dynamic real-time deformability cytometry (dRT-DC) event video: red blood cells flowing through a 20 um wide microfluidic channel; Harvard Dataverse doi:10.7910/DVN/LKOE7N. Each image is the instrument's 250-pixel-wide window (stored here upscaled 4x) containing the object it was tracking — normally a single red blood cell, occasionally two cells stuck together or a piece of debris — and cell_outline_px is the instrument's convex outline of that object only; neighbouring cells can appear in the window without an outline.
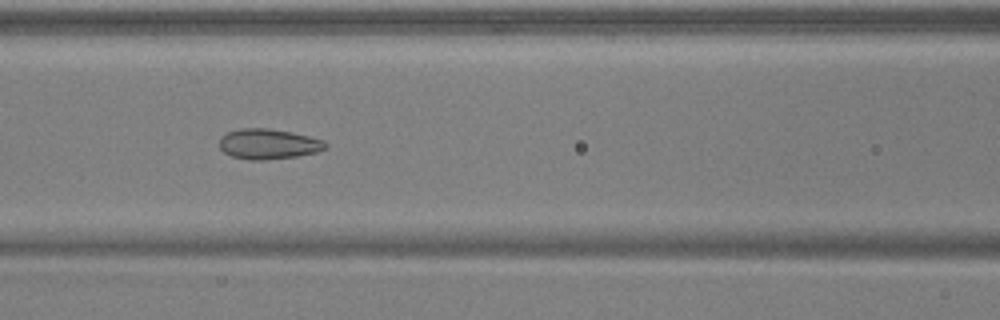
{"species": "common noctule bat (a hibernating species)", "species_latin": "Nyctalus noctula", "temperature_condition": "warm", "stored_images_in_passage": 39, "camera_frame_rate_fps": 3000, "um_per_image_px": 0.085, "animal": {"sex": "male", "body_mass_g": 17.9, "forearm_length_mm": 54.2}, "frame": {"image": 1, "passage_image": 10, "time_ms": 3.0, "image_size_px": [1000, 320], "cell_outline_px": [[328, 144], [324, 148], [316, 152], [296, 156], [264, 160], [248, 160], [232, 156], [224, 152], [220, 148], [220, 136], [228, 132], [240, 128], [268, 128], [292, 132], [324, 140]], "centroid_in_image_um": [22.79, 12.23], "position_along_channel_um": 143.8, "area_um2": 18.67}}
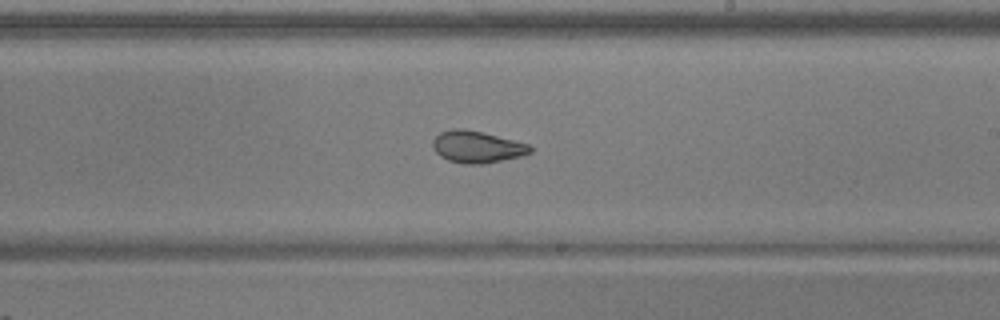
{"frame": {"image": 2, "passage_image": 18, "time_ms": 5.667, "image_size_px": [1000, 320], "cell_outline_px": [[532, 152], [520, 156], [484, 164], [464, 164], [448, 160], [440, 156], [432, 148], [432, 140], [440, 132], [452, 128], [464, 128], [528, 144], [532, 148]], "centroid_in_image_um": [40.49, 12.49], "position_along_channel_um": 248.5, "area_um2": 17.98}}
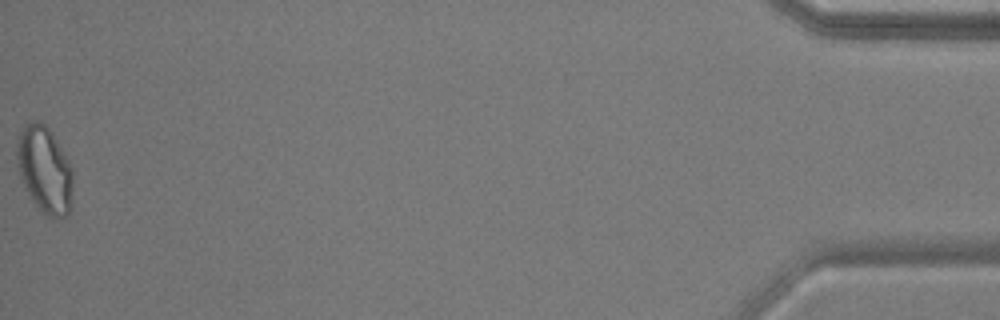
{"frame": {"image": 3, "passage_image": 39, "time_ms": 12.667, "image_size_px": [1000, 320], "cell_outline_px": [[72, 184], [68, 212], [64, 216], [48, 216], [36, 204], [20, 180], [16, 164], [16, 144], [20, 132], [24, 124], [36, 120], [44, 124], [48, 128], [56, 140], [68, 160], [72, 168]], "centroid_in_image_um": [3.74, 14.36], "position_along_channel_um": 431.5, "area_um2": 27.8}, "authors_computed_cell_mechanics": {"area_um2": 18.9006, "velocity_mm_per_s": 3.9382, "shape_relaxation_time_tau1_ms": 5.547, "shape_relaxation_time_tau2_ms": 1.1914, "deformation_change_tau1": 0.1308, "deformation_change_tau2": 0.0522}}